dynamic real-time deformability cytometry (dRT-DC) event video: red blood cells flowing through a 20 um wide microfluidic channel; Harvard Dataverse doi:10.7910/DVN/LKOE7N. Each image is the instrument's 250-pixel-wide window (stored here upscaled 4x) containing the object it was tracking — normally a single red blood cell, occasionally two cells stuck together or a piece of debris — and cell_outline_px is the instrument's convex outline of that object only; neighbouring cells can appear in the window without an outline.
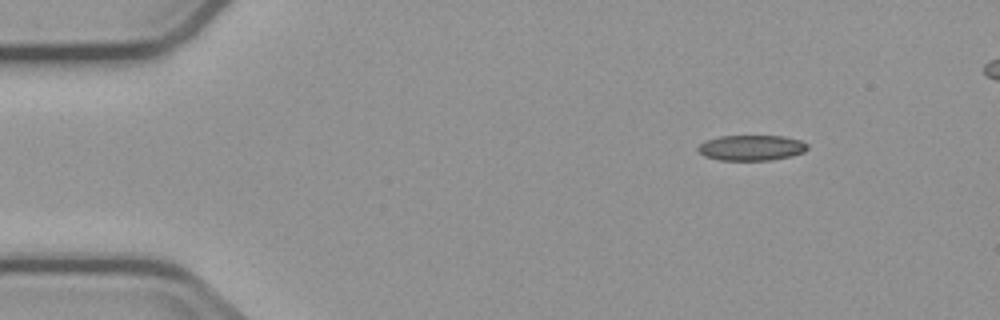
{"species": "common noctule bat (a hibernating species)", "species_latin": "Nyctalus noctula", "temperature_condition": "cold", "stored_images_in_passage": 6, "segment_of_instrument_passage": [2, 2], "camera_frame_rate_fps": 3000, "um_per_image_px": 0.085, "animal": {"sex": "male", "body_mass_g": 23.1, "forearm_length_mm": 52.7}, "frame": {"image": 1, "passage_image": 6, "time_ms": 6.0, "image_size_px": [1000, 320], "cell_outline_px": [[808, 148], [804, 152], [792, 156], [772, 160], [720, 160], [704, 156], [696, 148], [704, 140], [720, 136], [784, 136], [800, 140], [808, 144]], "centroid_in_image_um": [63.87, 12.56], "position_along_channel_um": 21.1, "area_um2": 16.36}}